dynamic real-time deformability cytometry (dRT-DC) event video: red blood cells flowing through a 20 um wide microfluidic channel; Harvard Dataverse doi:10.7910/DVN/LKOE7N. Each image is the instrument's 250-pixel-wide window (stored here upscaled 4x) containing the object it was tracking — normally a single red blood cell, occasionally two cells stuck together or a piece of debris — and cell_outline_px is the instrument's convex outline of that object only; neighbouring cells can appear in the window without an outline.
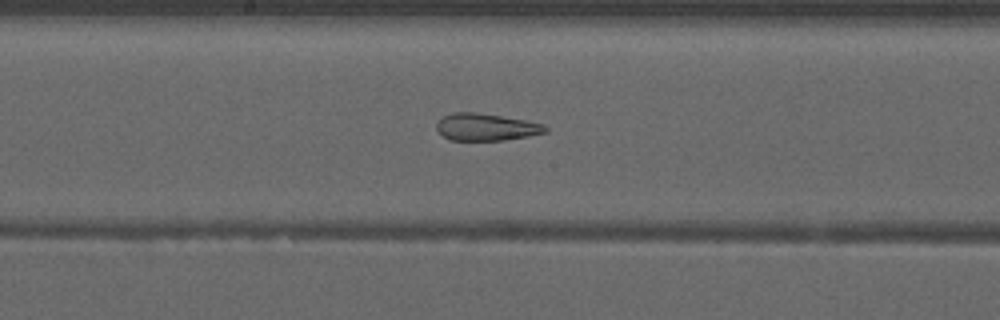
{"species": "common noctule bat (a hibernating species)", "species_latin": "Nyctalus noctula", "temperature_condition": "warm", "stored_images_in_passage": 53, "camera_frame_rate_fps": 3000, "um_per_image_px": 0.085, "animal": {"sex": "male", "forearm_length_mm": 52.5}, "frame": {"image": 1, "passage_image": 29, "time_ms": 9.333, "image_size_px": [1000, 320], "cell_outline_px": [[548, 132], [528, 136], [504, 140], [452, 140], [444, 136], [436, 128], [436, 124], [444, 116], [452, 112], [476, 112], [528, 120], [544, 124], [548, 128]], "centroid_in_image_um": [41.36, 10.79], "position_along_channel_um": 206.8, "area_um2": 17.22}}
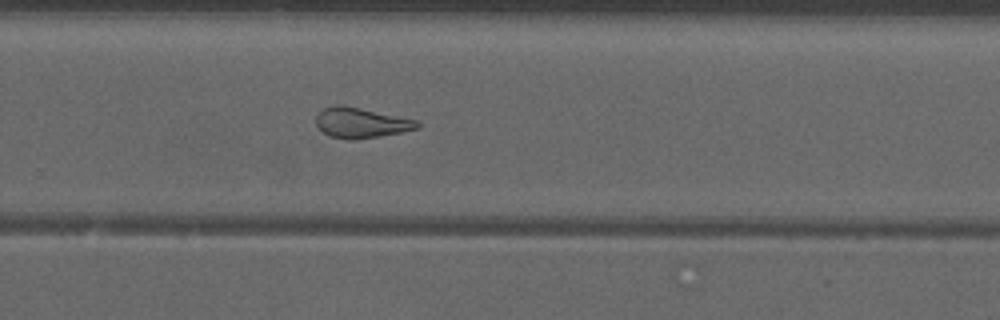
{"frame": {"image": 2, "passage_image": 36, "time_ms": 11.667, "image_size_px": [1000, 320], "cell_outline_px": [[420, 128], [380, 136], [356, 140], [348, 140], [328, 136], [316, 124], [316, 116], [324, 108], [332, 104], [340, 104], [420, 120]], "centroid_in_image_um": [30.7, 10.44], "position_along_channel_um": 299.1, "area_um2": 18.03}}
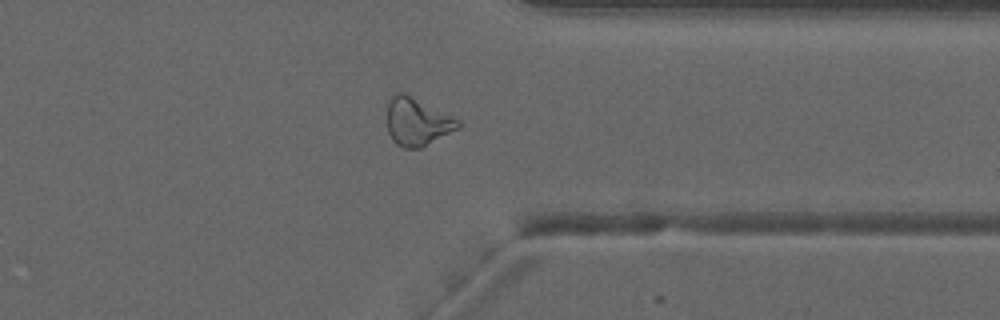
{"frame": {"image": 3, "passage_image": 42, "time_ms": 13.667, "image_size_px": [1000, 320], "cell_outline_px": [[460, 124], [456, 128], [420, 148], [404, 148], [396, 144], [392, 140], [388, 132], [388, 104], [392, 96], [396, 92], [404, 92], [460, 120]], "centroid_in_image_um": [35.41, 10.34], "position_along_channel_um": 376.0, "area_um2": 19.31}, "authors_computed_cell_mechanics": {"area_um2": 22.0796, "velocity_mm_per_s": 3.9752, "shape_relaxation_time_tau1_ms": null, "shape_relaxation_time_tau2_ms": 2.1693, "deformation_change_tau1": null, "deformation_change_tau2": 0.113}}